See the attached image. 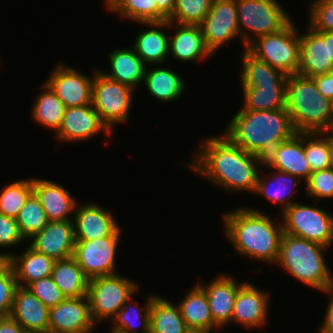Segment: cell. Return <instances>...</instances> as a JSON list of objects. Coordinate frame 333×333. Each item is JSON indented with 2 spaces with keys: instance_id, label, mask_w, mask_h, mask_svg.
Returning a JSON list of instances; mask_svg holds the SVG:
<instances>
[{
  "instance_id": "6da1fadb",
  "label": "cell",
  "mask_w": 333,
  "mask_h": 333,
  "mask_svg": "<svg viewBox=\"0 0 333 333\" xmlns=\"http://www.w3.org/2000/svg\"><path fill=\"white\" fill-rule=\"evenodd\" d=\"M216 136L201 141L187 167L225 191L254 193L264 158L244 151L224 133Z\"/></svg>"
},
{
  "instance_id": "7a4b0ae2",
  "label": "cell",
  "mask_w": 333,
  "mask_h": 333,
  "mask_svg": "<svg viewBox=\"0 0 333 333\" xmlns=\"http://www.w3.org/2000/svg\"><path fill=\"white\" fill-rule=\"evenodd\" d=\"M224 234L239 255L276 264L279 257L282 222H274L262 210L248 207L222 214Z\"/></svg>"
},
{
  "instance_id": "3957f363",
  "label": "cell",
  "mask_w": 333,
  "mask_h": 333,
  "mask_svg": "<svg viewBox=\"0 0 333 333\" xmlns=\"http://www.w3.org/2000/svg\"><path fill=\"white\" fill-rule=\"evenodd\" d=\"M223 133L244 151L264 158L274 147L292 138L295 130L287 110H238Z\"/></svg>"
},
{
  "instance_id": "277c9868",
  "label": "cell",
  "mask_w": 333,
  "mask_h": 333,
  "mask_svg": "<svg viewBox=\"0 0 333 333\" xmlns=\"http://www.w3.org/2000/svg\"><path fill=\"white\" fill-rule=\"evenodd\" d=\"M285 109L297 132H328L333 123V103L319 92L311 77L288 75Z\"/></svg>"
},
{
  "instance_id": "5b68a950",
  "label": "cell",
  "mask_w": 333,
  "mask_h": 333,
  "mask_svg": "<svg viewBox=\"0 0 333 333\" xmlns=\"http://www.w3.org/2000/svg\"><path fill=\"white\" fill-rule=\"evenodd\" d=\"M326 249L329 248L319 243L283 233L276 264L296 280L324 293L333 279L325 260Z\"/></svg>"
},
{
  "instance_id": "8992f818",
  "label": "cell",
  "mask_w": 333,
  "mask_h": 333,
  "mask_svg": "<svg viewBox=\"0 0 333 333\" xmlns=\"http://www.w3.org/2000/svg\"><path fill=\"white\" fill-rule=\"evenodd\" d=\"M236 5L243 49L255 38L277 33L292 21L278 0H236Z\"/></svg>"
},
{
  "instance_id": "52a82bcc",
  "label": "cell",
  "mask_w": 333,
  "mask_h": 333,
  "mask_svg": "<svg viewBox=\"0 0 333 333\" xmlns=\"http://www.w3.org/2000/svg\"><path fill=\"white\" fill-rule=\"evenodd\" d=\"M293 20L281 31L255 38L246 50L260 61L286 75L298 72L300 64V33Z\"/></svg>"
},
{
  "instance_id": "ba28073f",
  "label": "cell",
  "mask_w": 333,
  "mask_h": 333,
  "mask_svg": "<svg viewBox=\"0 0 333 333\" xmlns=\"http://www.w3.org/2000/svg\"><path fill=\"white\" fill-rule=\"evenodd\" d=\"M139 288L135 280L119 273L89 279L87 297L94 323L99 325L104 320L112 321L126 301L137 294Z\"/></svg>"
},
{
  "instance_id": "9c48e42d",
  "label": "cell",
  "mask_w": 333,
  "mask_h": 333,
  "mask_svg": "<svg viewBox=\"0 0 333 333\" xmlns=\"http://www.w3.org/2000/svg\"><path fill=\"white\" fill-rule=\"evenodd\" d=\"M134 90L96 70L92 84V106L113 132L115 126L130 120ZM114 128V129H113Z\"/></svg>"
},
{
  "instance_id": "30bf717a",
  "label": "cell",
  "mask_w": 333,
  "mask_h": 333,
  "mask_svg": "<svg viewBox=\"0 0 333 333\" xmlns=\"http://www.w3.org/2000/svg\"><path fill=\"white\" fill-rule=\"evenodd\" d=\"M282 215L283 233L326 247L333 244V215L316 205L295 202Z\"/></svg>"
},
{
  "instance_id": "8fae6325",
  "label": "cell",
  "mask_w": 333,
  "mask_h": 333,
  "mask_svg": "<svg viewBox=\"0 0 333 333\" xmlns=\"http://www.w3.org/2000/svg\"><path fill=\"white\" fill-rule=\"evenodd\" d=\"M95 240H76L73 258L88 278L109 276L116 272V255L122 231Z\"/></svg>"
},
{
  "instance_id": "7c38bea8",
  "label": "cell",
  "mask_w": 333,
  "mask_h": 333,
  "mask_svg": "<svg viewBox=\"0 0 333 333\" xmlns=\"http://www.w3.org/2000/svg\"><path fill=\"white\" fill-rule=\"evenodd\" d=\"M92 76H86L80 69L73 68L62 62L51 70L45 83L64 103L65 108L92 105Z\"/></svg>"
},
{
  "instance_id": "4fadbf2b",
  "label": "cell",
  "mask_w": 333,
  "mask_h": 333,
  "mask_svg": "<svg viewBox=\"0 0 333 333\" xmlns=\"http://www.w3.org/2000/svg\"><path fill=\"white\" fill-rule=\"evenodd\" d=\"M207 49L216 53L228 42L240 37L236 0H214L200 25Z\"/></svg>"
},
{
  "instance_id": "5bb4252c",
  "label": "cell",
  "mask_w": 333,
  "mask_h": 333,
  "mask_svg": "<svg viewBox=\"0 0 333 333\" xmlns=\"http://www.w3.org/2000/svg\"><path fill=\"white\" fill-rule=\"evenodd\" d=\"M87 296L69 297L50 308L48 333H94Z\"/></svg>"
},
{
  "instance_id": "9a60e30c",
  "label": "cell",
  "mask_w": 333,
  "mask_h": 333,
  "mask_svg": "<svg viewBox=\"0 0 333 333\" xmlns=\"http://www.w3.org/2000/svg\"><path fill=\"white\" fill-rule=\"evenodd\" d=\"M101 132L108 137L113 134L93 106L85 105L65 108L62 123L54 136L62 143H74L92 140V137Z\"/></svg>"
},
{
  "instance_id": "2e32d148",
  "label": "cell",
  "mask_w": 333,
  "mask_h": 333,
  "mask_svg": "<svg viewBox=\"0 0 333 333\" xmlns=\"http://www.w3.org/2000/svg\"><path fill=\"white\" fill-rule=\"evenodd\" d=\"M270 293L246 282L237 292L231 323L247 330L263 328L269 314Z\"/></svg>"
},
{
  "instance_id": "e0dca14e",
  "label": "cell",
  "mask_w": 333,
  "mask_h": 333,
  "mask_svg": "<svg viewBox=\"0 0 333 333\" xmlns=\"http://www.w3.org/2000/svg\"><path fill=\"white\" fill-rule=\"evenodd\" d=\"M307 31L300 34V64L297 74L315 77L333 71V60L329 58L328 32Z\"/></svg>"
},
{
  "instance_id": "ac0fdd59",
  "label": "cell",
  "mask_w": 333,
  "mask_h": 333,
  "mask_svg": "<svg viewBox=\"0 0 333 333\" xmlns=\"http://www.w3.org/2000/svg\"><path fill=\"white\" fill-rule=\"evenodd\" d=\"M264 164L267 168L296 176L305 183L312 171L304 154V132H297L274 147L264 157Z\"/></svg>"
},
{
  "instance_id": "d6986e66",
  "label": "cell",
  "mask_w": 333,
  "mask_h": 333,
  "mask_svg": "<svg viewBox=\"0 0 333 333\" xmlns=\"http://www.w3.org/2000/svg\"><path fill=\"white\" fill-rule=\"evenodd\" d=\"M29 241L33 249L55 261L72 257L76 243L73 220L48 221Z\"/></svg>"
},
{
  "instance_id": "ffe728a7",
  "label": "cell",
  "mask_w": 333,
  "mask_h": 333,
  "mask_svg": "<svg viewBox=\"0 0 333 333\" xmlns=\"http://www.w3.org/2000/svg\"><path fill=\"white\" fill-rule=\"evenodd\" d=\"M73 225L75 240L104 238L120 228L112 212L93 202L77 203Z\"/></svg>"
},
{
  "instance_id": "44dd1931",
  "label": "cell",
  "mask_w": 333,
  "mask_h": 333,
  "mask_svg": "<svg viewBox=\"0 0 333 333\" xmlns=\"http://www.w3.org/2000/svg\"><path fill=\"white\" fill-rule=\"evenodd\" d=\"M246 283L237 282L229 274H219L209 283L198 284L205 290L214 324L221 330L231 322L234 301L238 290Z\"/></svg>"
},
{
  "instance_id": "7402d4cb",
  "label": "cell",
  "mask_w": 333,
  "mask_h": 333,
  "mask_svg": "<svg viewBox=\"0 0 333 333\" xmlns=\"http://www.w3.org/2000/svg\"><path fill=\"white\" fill-rule=\"evenodd\" d=\"M33 193L43 206L48 221L73 220L78 202L70 190L57 182L34 177Z\"/></svg>"
},
{
  "instance_id": "603a6c76",
  "label": "cell",
  "mask_w": 333,
  "mask_h": 333,
  "mask_svg": "<svg viewBox=\"0 0 333 333\" xmlns=\"http://www.w3.org/2000/svg\"><path fill=\"white\" fill-rule=\"evenodd\" d=\"M49 314L50 308L27 287L16 288L10 316L27 333H48Z\"/></svg>"
},
{
  "instance_id": "cb8c5ba5",
  "label": "cell",
  "mask_w": 333,
  "mask_h": 333,
  "mask_svg": "<svg viewBox=\"0 0 333 333\" xmlns=\"http://www.w3.org/2000/svg\"><path fill=\"white\" fill-rule=\"evenodd\" d=\"M140 24L142 27L144 25L151 27L145 30L143 28L137 33L132 47L147 67L164 64L167 62L166 58H169V34H167V30H170L169 21Z\"/></svg>"
},
{
  "instance_id": "d4e9b609",
  "label": "cell",
  "mask_w": 333,
  "mask_h": 333,
  "mask_svg": "<svg viewBox=\"0 0 333 333\" xmlns=\"http://www.w3.org/2000/svg\"><path fill=\"white\" fill-rule=\"evenodd\" d=\"M169 27L174 29L173 35H169V55H172V58L184 63H195L212 56L205 45L200 26L169 22Z\"/></svg>"
},
{
  "instance_id": "484cf974",
  "label": "cell",
  "mask_w": 333,
  "mask_h": 333,
  "mask_svg": "<svg viewBox=\"0 0 333 333\" xmlns=\"http://www.w3.org/2000/svg\"><path fill=\"white\" fill-rule=\"evenodd\" d=\"M263 167L264 169L271 170V176H266V174H263L265 175L263 176L260 171L254 193L258 195L261 194L273 204H280L281 213H283L296 202L295 200H291L293 199L296 189L304 185V181H301L298 177L289 173L267 168L265 164H263Z\"/></svg>"
},
{
  "instance_id": "4316f807",
  "label": "cell",
  "mask_w": 333,
  "mask_h": 333,
  "mask_svg": "<svg viewBox=\"0 0 333 333\" xmlns=\"http://www.w3.org/2000/svg\"><path fill=\"white\" fill-rule=\"evenodd\" d=\"M110 70L101 71L108 78L127 85L132 89L144 82L146 65L131 46L115 48L108 54Z\"/></svg>"
},
{
  "instance_id": "83f0119b",
  "label": "cell",
  "mask_w": 333,
  "mask_h": 333,
  "mask_svg": "<svg viewBox=\"0 0 333 333\" xmlns=\"http://www.w3.org/2000/svg\"><path fill=\"white\" fill-rule=\"evenodd\" d=\"M21 253L15 255L11 252L9 257L18 286L27 287L36 280L51 276L54 259L36 251L29 244Z\"/></svg>"
},
{
  "instance_id": "f1b7e54d",
  "label": "cell",
  "mask_w": 333,
  "mask_h": 333,
  "mask_svg": "<svg viewBox=\"0 0 333 333\" xmlns=\"http://www.w3.org/2000/svg\"><path fill=\"white\" fill-rule=\"evenodd\" d=\"M154 66L152 69L146 67L143 82L146 90L161 103L179 100L186 92V81L170 67Z\"/></svg>"
},
{
  "instance_id": "f546056e",
  "label": "cell",
  "mask_w": 333,
  "mask_h": 333,
  "mask_svg": "<svg viewBox=\"0 0 333 333\" xmlns=\"http://www.w3.org/2000/svg\"><path fill=\"white\" fill-rule=\"evenodd\" d=\"M184 297L177 305L188 328L219 331L213 322L205 290L198 283Z\"/></svg>"
},
{
  "instance_id": "4dcf8cb0",
  "label": "cell",
  "mask_w": 333,
  "mask_h": 333,
  "mask_svg": "<svg viewBox=\"0 0 333 333\" xmlns=\"http://www.w3.org/2000/svg\"><path fill=\"white\" fill-rule=\"evenodd\" d=\"M155 296H147L143 307H139L136 301L133 303V296H131L111 322L110 332L138 333L137 329L140 327L139 333H150V307Z\"/></svg>"
},
{
  "instance_id": "1f68e13d",
  "label": "cell",
  "mask_w": 333,
  "mask_h": 333,
  "mask_svg": "<svg viewBox=\"0 0 333 333\" xmlns=\"http://www.w3.org/2000/svg\"><path fill=\"white\" fill-rule=\"evenodd\" d=\"M240 73L241 86L286 85L287 77L281 70L258 60L246 49H242Z\"/></svg>"
},
{
  "instance_id": "d6a6232c",
  "label": "cell",
  "mask_w": 333,
  "mask_h": 333,
  "mask_svg": "<svg viewBox=\"0 0 333 333\" xmlns=\"http://www.w3.org/2000/svg\"><path fill=\"white\" fill-rule=\"evenodd\" d=\"M51 277L66 298L87 296L89 279L73 257L55 261Z\"/></svg>"
},
{
  "instance_id": "836d02e7",
  "label": "cell",
  "mask_w": 333,
  "mask_h": 333,
  "mask_svg": "<svg viewBox=\"0 0 333 333\" xmlns=\"http://www.w3.org/2000/svg\"><path fill=\"white\" fill-rule=\"evenodd\" d=\"M187 329L178 305L157 294L150 307V333H185Z\"/></svg>"
},
{
  "instance_id": "e575fe53",
  "label": "cell",
  "mask_w": 333,
  "mask_h": 333,
  "mask_svg": "<svg viewBox=\"0 0 333 333\" xmlns=\"http://www.w3.org/2000/svg\"><path fill=\"white\" fill-rule=\"evenodd\" d=\"M41 87L43 90L34 98L30 115L42 127L56 132L62 123L65 106L45 82Z\"/></svg>"
},
{
  "instance_id": "d590c367",
  "label": "cell",
  "mask_w": 333,
  "mask_h": 333,
  "mask_svg": "<svg viewBox=\"0 0 333 333\" xmlns=\"http://www.w3.org/2000/svg\"><path fill=\"white\" fill-rule=\"evenodd\" d=\"M240 110L263 111L285 108L286 85L242 86Z\"/></svg>"
},
{
  "instance_id": "8d00e7d4",
  "label": "cell",
  "mask_w": 333,
  "mask_h": 333,
  "mask_svg": "<svg viewBox=\"0 0 333 333\" xmlns=\"http://www.w3.org/2000/svg\"><path fill=\"white\" fill-rule=\"evenodd\" d=\"M108 12L136 23L158 22V6L153 0H105Z\"/></svg>"
},
{
  "instance_id": "74e56055",
  "label": "cell",
  "mask_w": 333,
  "mask_h": 333,
  "mask_svg": "<svg viewBox=\"0 0 333 333\" xmlns=\"http://www.w3.org/2000/svg\"><path fill=\"white\" fill-rule=\"evenodd\" d=\"M304 154L312 172L330 168V133L304 132Z\"/></svg>"
},
{
  "instance_id": "f35d334b",
  "label": "cell",
  "mask_w": 333,
  "mask_h": 333,
  "mask_svg": "<svg viewBox=\"0 0 333 333\" xmlns=\"http://www.w3.org/2000/svg\"><path fill=\"white\" fill-rule=\"evenodd\" d=\"M0 193V213L16 219L33 193V178L12 181Z\"/></svg>"
},
{
  "instance_id": "ab89813d",
  "label": "cell",
  "mask_w": 333,
  "mask_h": 333,
  "mask_svg": "<svg viewBox=\"0 0 333 333\" xmlns=\"http://www.w3.org/2000/svg\"><path fill=\"white\" fill-rule=\"evenodd\" d=\"M16 221L25 240L32 238L47 225L48 219L44 208L34 193L21 208Z\"/></svg>"
},
{
  "instance_id": "60d3db41",
  "label": "cell",
  "mask_w": 333,
  "mask_h": 333,
  "mask_svg": "<svg viewBox=\"0 0 333 333\" xmlns=\"http://www.w3.org/2000/svg\"><path fill=\"white\" fill-rule=\"evenodd\" d=\"M214 0H175L169 22L200 26L209 13Z\"/></svg>"
},
{
  "instance_id": "b9f144b4",
  "label": "cell",
  "mask_w": 333,
  "mask_h": 333,
  "mask_svg": "<svg viewBox=\"0 0 333 333\" xmlns=\"http://www.w3.org/2000/svg\"><path fill=\"white\" fill-rule=\"evenodd\" d=\"M308 6V27L313 31H333V0H312Z\"/></svg>"
},
{
  "instance_id": "7bdbcfd3",
  "label": "cell",
  "mask_w": 333,
  "mask_h": 333,
  "mask_svg": "<svg viewBox=\"0 0 333 333\" xmlns=\"http://www.w3.org/2000/svg\"><path fill=\"white\" fill-rule=\"evenodd\" d=\"M306 195L313 197L314 204L317 200L333 198V170L331 168L312 172L309 179L304 183Z\"/></svg>"
},
{
  "instance_id": "ee69618b",
  "label": "cell",
  "mask_w": 333,
  "mask_h": 333,
  "mask_svg": "<svg viewBox=\"0 0 333 333\" xmlns=\"http://www.w3.org/2000/svg\"><path fill=\"white\" fill-rule=\"evenodd\" d=\"M27 288L48 308H52L66 299L51 276L32 282Z\"/></svg>"
},
{
  "instance_id": "f6af8a7d",
  "label": "cell",
  "mask_w": 333,
  "mask_h": 333,
  "mask_svg": "<svg viewBox=\"0 0 333 333\" xmlns=\"http://www.w3.org/2000/svg\"><path fill=\"white\" fill-rule=\"evenodd\" d=\"M17 287L15 272L12 266L8 264L0 272V317L10 316Z\"/></svg>"
},
{
  "instance_id": "bcb514c9",
  "label": "cell",
  "mask_w": 333,
  "mask_h": 333,
  "mask_svg": "<svg viewBox=\"0 0 333 333\" xmlns=\"http://www.w3.org/2000/svg\"><path fill=\"white\" fill-rule=\"evenodd\" d=\"M25 238L21 234L15 218L0 213V248H12L23 244Z\"/></svg>"
},
{
  "instance_id": "7dc6e473",
  "label": "cell",
  "mask_w": 333,
  "mask_h": 333,
  "mask_svg": "<svg viewBox=\"0 0 333 333\" xmlns=\"http://www.w3.org/2000/svg\"><path fill=\"white\" fill-rule=\"evenodd\" d=\"M319 92L329 100L333 101V71L328 74L313 77Z\"/></svg>"
},
{
  "instance_id": "c3c4849f",
  "label": "cell",
  "mask_w": 333,
  "mask_h": 333,
  "mask_svg": "<svg viewBox=\"0 0 333 333\" xmlns=\"http://www.w3.org/2000/svg\"><path fill=\"white\" fill-rule=\"evenodd\" d=\"M324 294H328V302L325 315L321 326H319L318 333H333V295L327 290Z\"/></svg>"
},
{
  "instance_id": "681fc988",
  "label": "cell",
  "mask_w": 333,
  "mask_h": 333,
  "mask_svg": "<svg viewBox=\"0 0 333 333\" xmlns=\"http://www.w3.org/2000/svg\"><path fill=\"white\" fill-rule=\"evenodd\" d=\"M153 5L158 6V22L167 21L173 13L175 0H153Z\"/></svg>"
},
{
  "instance_id": "f907efd6",
  "label": "cell",
  "mask_w": 333,
  "mask_h": 333,
  "mask_svg": "<svg viewBox=\"0 0 333 333\" xmlns=\"http://www.w3.org/2000/svg\"><path fill=\"white\" fill-rule=\"evenodd\" d=\"M0 333H27L11 316L0 317Z\"/></svg>"
},
{
  "instance_id": "816d5d0a",
  "label": "cell",
  "mask_w": 333,
  "mask_h": 333,
  "mask_svg": "<svg viewBox=\"0 0 333 333\" xmlns=\"http://www.w3.org/2000/svg\"><path fill=\"white\" fill-rule=\"evenodd\" d=\"M10 251L0 253V272L9 264Z\"/></svg>"
},
{
  "instance_id": "f5cc1de1",
  "label": "cell",
  "mask_w": 333,
  "mask_h": 333,
  "mask_svg": "<svg viewBox=\"0 0 333 333\" xmlns=\"http://www.w3.org/2000/svg\"><path fill=\"white\" fill-rule=\"evenodd\" d=\"M328 50H329V58L333 60V31L328 32Z\"/></svg>"
},
{
  "instance_id": "db71d44e",
  "label": "cell",
  "mask_w": 333,
  "mask_h": 333,
  "mask_svg": "<svg viewBox=\"0 0 333 333\" xmlns=\"http://www.w3.org/2000/svg\"><path fill=\"white\" fill-rule=\"evenodd\" d=\"M185 333H213L210 330L188 328Z\"/></svg>"
},
{
  "instance_id": "11a10c76",
  "label": "cell",
  "mask_w": 333,
  "mask_h": 333,
  "mask_svg": "<svg viewBox=\"0 0 333 333\" xmlns=\"http://www.w3.org/2000/svg\"><path fill=\"white\" fill-rule=\"evenodd\" d=\"M330 148H331L330 168L333 170V136L331 134H330Z\"/></svg>"
},
{
  "instance_id": "9f6ffc18",
  "label": "cell",
  "mask_w": 333,
  "mask_h": 333,
  "mask_svg": "<svg viewBox=\"0 0 333 333\" xmlns=\"http://www.w3.org/2000/svg\"><path fill=\"white\" fill-rule=\"evenodd\" d=\"M328 291L333 295V279H332V281L330 283Z\"/></svg>"
},
{
  "instance_id": "6f0895ef",
  "label": "cell",
  "mask_w": 333,
  "mask_h": 333,
  "mask_svg": "<svg viewBox=\"0 0 333 333\" xmlns=\"http://www.w3.org/2000/svg\"><path fill=\"white\" fill-rule=\"evenodd\" d=\"M328 132L333 136V123H332V126H331V128L329 129Z\"/></svg>"
}]
</instances>
